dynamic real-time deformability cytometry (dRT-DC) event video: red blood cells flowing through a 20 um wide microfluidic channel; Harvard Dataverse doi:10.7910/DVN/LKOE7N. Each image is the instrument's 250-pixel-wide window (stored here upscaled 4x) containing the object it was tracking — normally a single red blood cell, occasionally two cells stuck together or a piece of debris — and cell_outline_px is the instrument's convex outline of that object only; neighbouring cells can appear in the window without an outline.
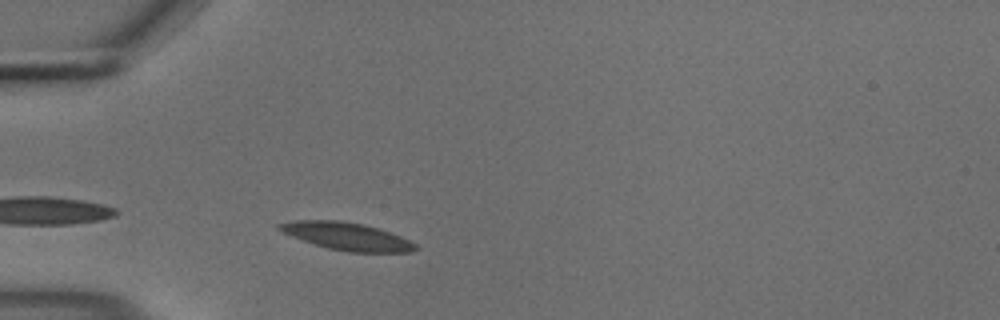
{"species": "common noctule bat (a hibernating species)", "species_latin": "Nyctalus noctula", "temperature_condition": "cold", "stored_images_in_passage": 40, "camera_frame_rate_fps": 3000, "um_per_image_px": 0.085, "animal": {"sex": "male", "body_mass_g": 18.8}, "frame": {"image": 1, "passage_image": 3, "time_ms": 0.667, "image_size_px": [1000, 320], "cell_outline_px": [[420, 248], [412, 252], [348, 252], [328, 248], [280, 232], [276, 228], [276, 224], [296, 220], [340, 220], [364, 224], [400, 236], [416, 244]], "centroid_in_image_um": [29.47, 20.08], "position_along_channel_um": 55.5, "area_um2": 21.79}}
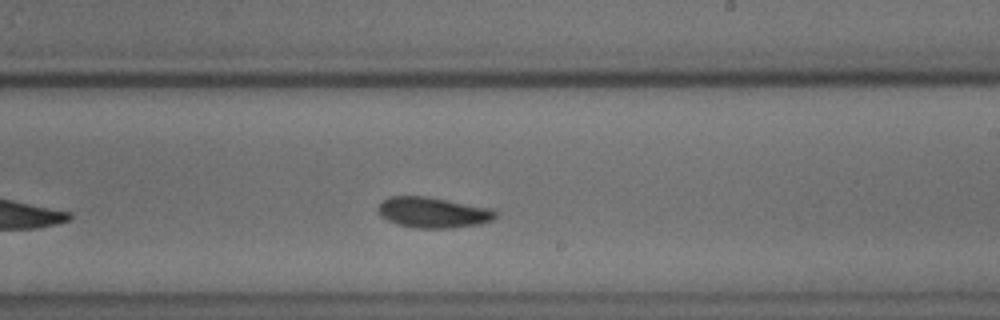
{"frame": {"image": 2, "passage_image": 20, "time_ms": 6.333, "image_size_px": [1000, 320], "cell_outline_px": [[496, 216], [492, 220], [480, 224], [452, 228], [416, 228], [400, 224], [388, 220], [380, 216], [376, 212], [376, 208], [388, 196], [428, 196], [492, 208], [496, 212]], "centroid_in_image_um": [36.8, 18.05], "position_along_channel_um": 252.2, "area_um2": 21.1}}
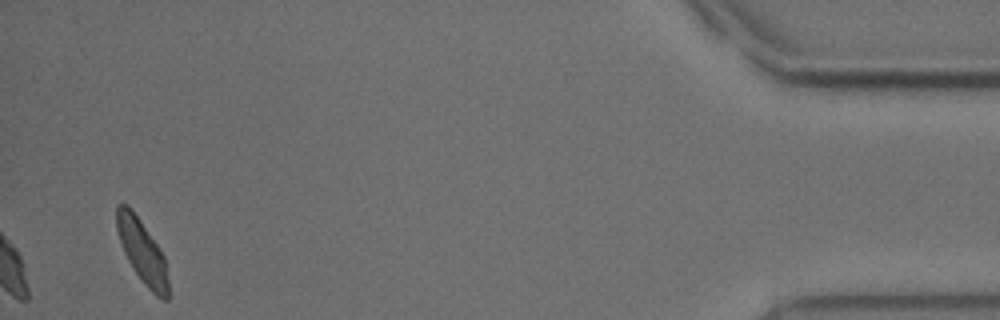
{"frame": {"image": 3, "passage_image": 40, "time_ms": 13.0, "image_size_px": [1000, 320], "cell_outline_px": [[168, 300], [164, 300], [156, 296], [144, 284], [132, 268], [124, 252], [116, 228], [116, 204], [128, 204], [132, 208], [160, 248], [164, 256], [168, 280]], "centroid_in_image_um": [12.08, 21.35], "position_along_channel_um": 423.1, "area_um2": 19.07}, "authors_computed_cell_mechanics": {"area_um2": 20.5768, "velocity_mm_per_s": 3.653, "shape_relaxation_time_tau1_ms": 4.6603, "shape_relaxation_time_tau2_ms": 2.4706, "deformation_change_tau1": 0.1001, "deformation_change_tau2": 0.0591}}